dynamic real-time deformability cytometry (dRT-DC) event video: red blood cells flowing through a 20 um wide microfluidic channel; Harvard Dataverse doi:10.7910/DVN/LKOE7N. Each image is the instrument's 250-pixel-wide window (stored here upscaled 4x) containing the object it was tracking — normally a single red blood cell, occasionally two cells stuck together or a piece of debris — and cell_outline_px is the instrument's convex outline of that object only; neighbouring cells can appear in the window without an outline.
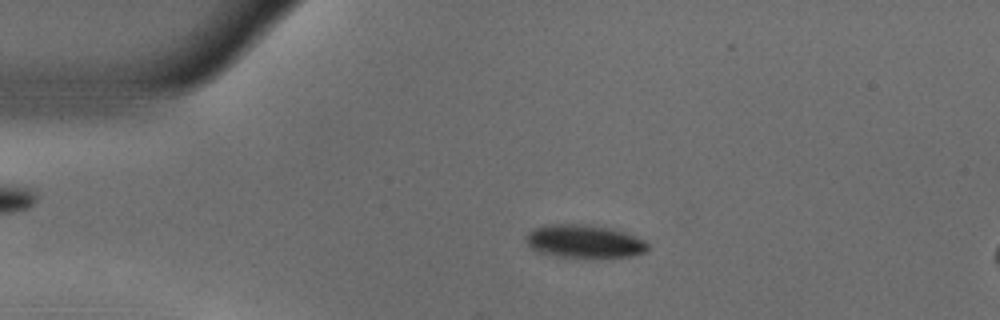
{"species": "common noctule bat (a hibernating species)", "species_latin": "Nyctalus noctula", "temperature_condition": "warm", "stored_images_in_passage": 54, "camera_frame_rate_fps": 3000, "um_per_image_px": 0.085, "animal": {"sex": "male", "body_mass_g": 18.8}, "frame": {"image": 1, "passage_image": 11, "time_ms": 3.333, "image_size_px": [1000, 320], "cell_outline_px": [[648, 248], [644, 252], [632, 256], [556, 256], [536, 252], [524, 240], [524, 236], [532, 228], [544, 224], [580, 224], [608, 228], [624, 232], [648, 240]], "centroid_in_image_um": [49.61, 20.49], "position_along_channel_um": 35.4, "area_um2": 23.35}}
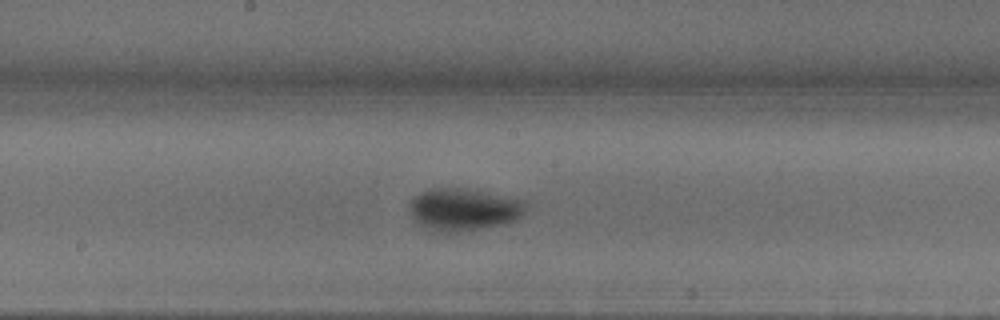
{"frame": {"image": 2, "passage_image": 28, "time_ms": 9.0, "image_size_px": [1000, 320], "cell_outline_px": [[528, 208], [516, 220], [504, 224], [484, 228], [456, 232], [432, 232], [420, 224], [412, 216], [408, 204], [420, 192], [428, 188], [464, 188], [524, 200], [528, 204]], "centroid_in_image_um": [39.41, 17.81], "position_along_channel_um": 208.8, "area_um2": 28.78}}
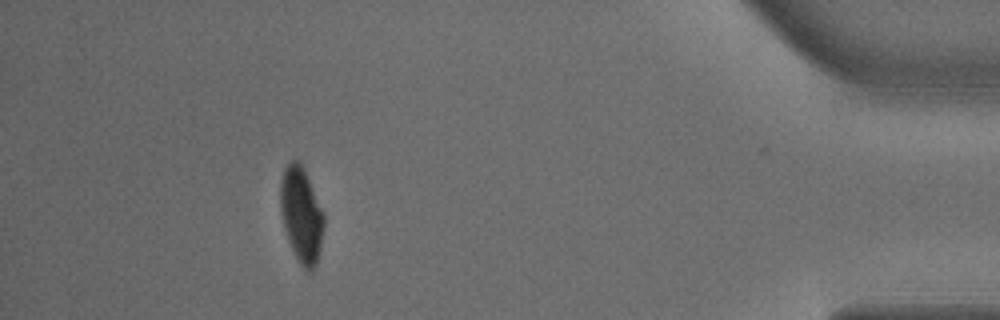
{"frame": {"image": 3, "passage_image": 49, "time_ms": 16.0, "image_size_px": [1000, 320], "cell_outline_px": [[324, 224], [320, 248], [316, 264], [312, 272], [308, 272], [296, 260], [288, 240], [284, 228], [280, 212], [280, 180], [284, 168], [292, 160], [300, 160], [304, 168], [324, 212]], "centroid_in_image_um": [25.61, 18.25], "position_along_channel_um": 409.6, "area_um2": 24.51}, "authors_computed_cell_mechanics": {"area_um2": 25.6632, "velocity_mm_per_s": 3.68, "shape_relaxation_time_tau1_ms": 7.7321, "shape_relaxation_time_tau2_ms": null, "deformation_change_tau1": 0.2479, "deformation_change_tau2": null}}